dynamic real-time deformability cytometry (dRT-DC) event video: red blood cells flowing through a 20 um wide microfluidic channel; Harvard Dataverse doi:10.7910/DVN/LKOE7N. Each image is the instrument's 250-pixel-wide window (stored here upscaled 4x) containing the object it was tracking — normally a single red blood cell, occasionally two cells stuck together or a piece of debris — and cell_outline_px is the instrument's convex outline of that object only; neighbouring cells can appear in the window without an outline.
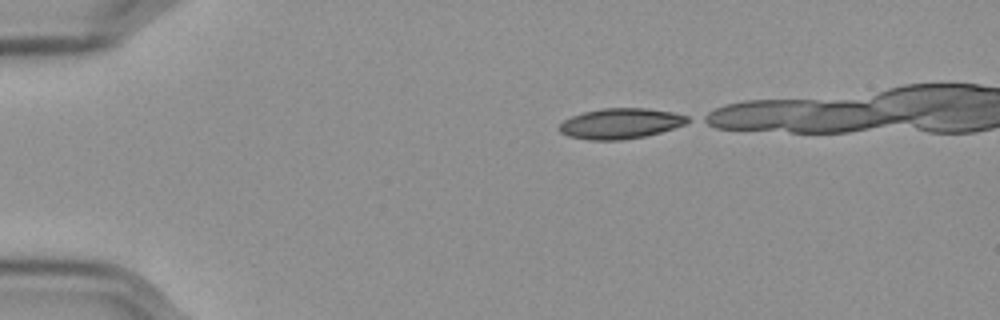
{"species": "Egyptian fruit bat (a non-hibernating species)", "species_latin": "Rousettus aegyptiacus", "temperature_condition": "cold", "stored_images_in_passage": 19, "camera_frame_rate_fps": 3000, "um_per_image_px": 0.085, "frame": {"image": 1, "passage_image": 1, "time_ms": 0.0, "image_size_px": [1000, 320], "cell_outline_px": [[692, 120], [684, 124], [660, 132], [644, 136], [624, 140], [588, 140], [568, 136], [560, 132], [556, 128], [564, 120], [572, 116], [584, 112], [604, 108], [648, 108], [672, 112], [688, 116]], "centroid_in_image_um": [52.72, 10.5], "position_along_channel_um": 32.3, "area_um2": 22.77}}
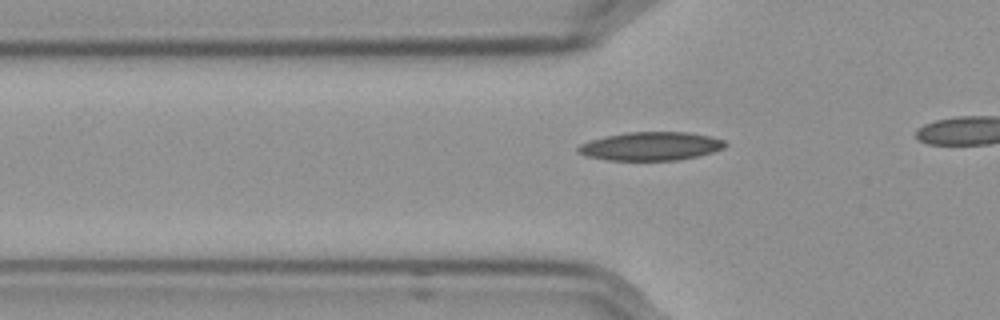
{"frame": {"image": 2, "passage_image": 9, "time_ms": 2.667, "image_size_px": [1000, 320], "cell_outline_px": [[728, 144], [724, 148], [712, 152], [696, 156], [676, 160], [608, 160], [584, 156], [576, 152], [576, 148], [580, 144], [588, 140], [628, 132], [688, 132], [712, 136], [724, 140]], "centroid_in_image_um": [55.3, 12.42], "position_along_channel_um": 70.5, "area_um2": 24.51}}
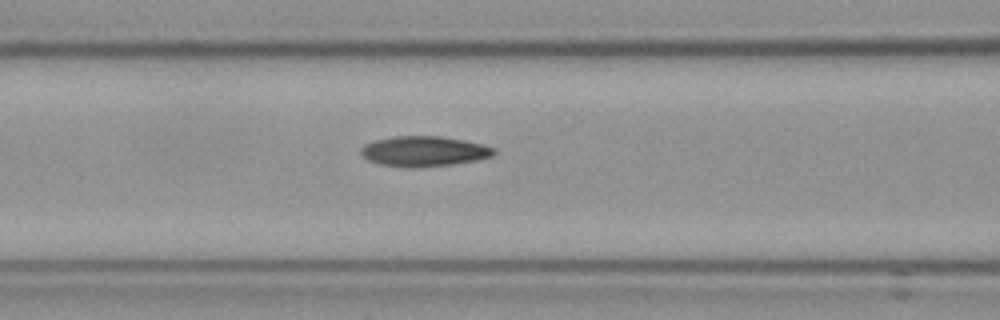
{"frame": {"image": 3, "passage_image": 14, "time_ms": 4.333, "image_size_px": [1000, 320], "cell_outline_px": [[496, 152], [492, 156], [476, 160], [452, 164], [420, 168], [412, 168], [380, 164], [368, 160], [360, 152], [360, 148], [364, 144], [376, 140], [392, 136], [440, 136], [464, 140], [484, 144], [496, 148]], "centroid_in_image_um": [36.05, 12.86], "position_along_channel_um": 130.5, "area_um2": 23.58}}